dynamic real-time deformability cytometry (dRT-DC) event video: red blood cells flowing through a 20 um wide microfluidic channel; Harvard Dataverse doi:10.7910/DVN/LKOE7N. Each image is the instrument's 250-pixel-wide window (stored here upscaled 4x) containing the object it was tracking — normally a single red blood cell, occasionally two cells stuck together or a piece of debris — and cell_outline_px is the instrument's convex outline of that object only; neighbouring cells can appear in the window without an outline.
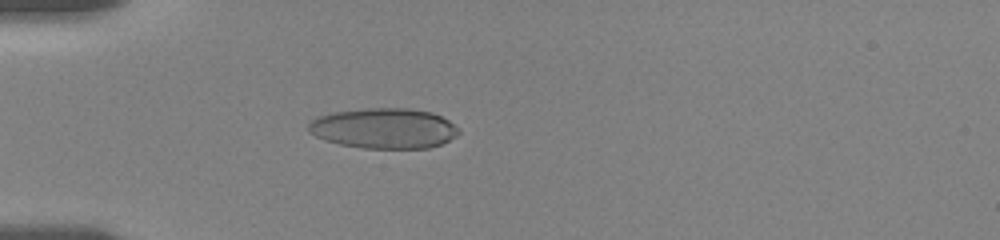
{"species": "human", "species_latin": "Homo sapiens", "temperature_condition": "room temperature", "stored_images_in_passage": 40, "camera_frame_rate_fps": 3000, "um_per_image_px": 0.085, "donor": {"sex": "female"}, "frame": {"image": 1, "passage_image": 15, "time_ms": 5.333, "image_size_px": [1000, 240], "cell_outline_px": [[460, 132], [456, 136], [440, 144], [428, 148], [364, 148], [340, 144], [324, 140], [308, 132], [308, 124], [316, 116], [332, 112], [364, 108], [408, 108], [432, 112], [448, 120], [460, 128]], "centroid_in_image_um": [32.62, 10.9], "position_along_channel_um": 52.4, "area_um2": 35.49}}
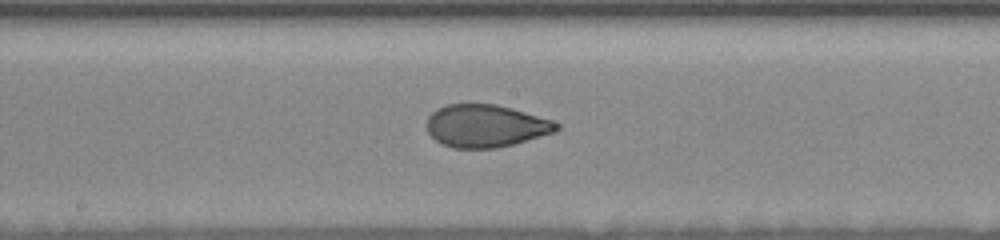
{"frame": {"image": 2, "passage_image": 25, "time_ms": 10.0, "image_size_px": [1000, 240], "cell_outline_px": [[560, 128], [556, 132], [512, 144], [496, 148], [452, 148], [436, 140], [428, 132], [428, 116], [436, 108], [448, 104], [496, 104], [512, 108], [552, 120], [560, 124]], "centroid_in_image_um": [41.3, 10.69], "position_along_channel_um": 206.9, "area_um2": 32.08}}
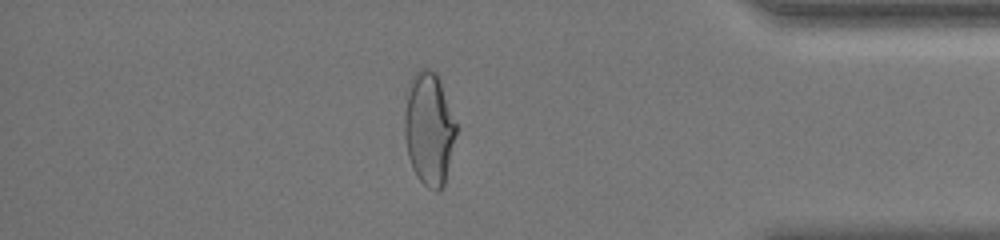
{"frame": {"image": 3, "passage_image": 36, "time_ms": 16.0, "image_size_px": [1000, 240], "cell_outline_px": [[456, 132], [444, 184], [436, 192], [428, 188], [416, 176], [412, 168], [408, 156], [404, 136], [404, 112], [408, 84], [412, 76], [420, 68], [428, 68], [436, 72], [440, 80], [456, 124]], "centroid_in_image_um": [36.43, 10.92], "position_along_channel_um": 398.8, "area_um2": 33.93}, "authors_computed_cell_mechanics": {"area_um2": 33.813, "velocity_mm_per_s": 3.6144, "shape_relaxation_time_tau1_ms": 6.094, "shape_relaxation_time_tau2_ms": 0.7793, "deformation_change_tau1": 0.1517, "deformation_change_tau2": 0.0462}}